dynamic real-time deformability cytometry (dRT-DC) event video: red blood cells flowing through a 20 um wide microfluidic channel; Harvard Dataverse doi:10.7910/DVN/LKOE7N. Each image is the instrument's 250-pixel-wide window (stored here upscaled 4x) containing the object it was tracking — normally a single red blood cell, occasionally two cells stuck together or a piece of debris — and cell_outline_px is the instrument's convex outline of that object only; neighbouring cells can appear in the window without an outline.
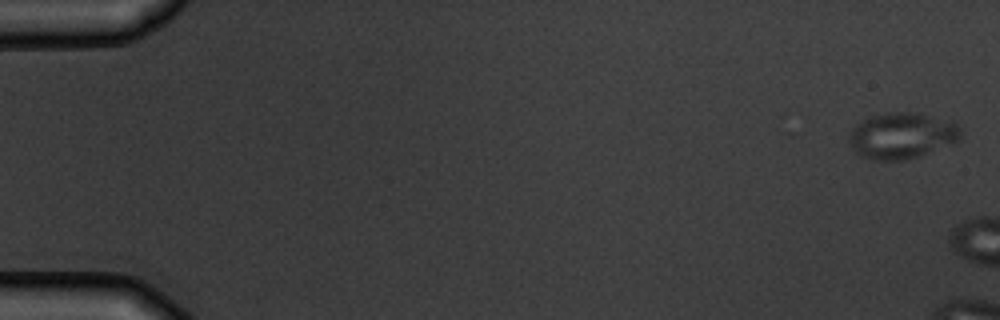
{"species": "common noctule bat (a hibernating species)", "species_latin": "Nyctalus noctula", "temperature_condition": "warm", "stored_images_in_passage": 3, "camera_frame_rate_fps": 3000, "um_per_image_px": 0.085, "animal": {"sex": "male", "body_mass_g": 19.5, "forearm_length_mm": 54.6}, "frame": {"image": 1, "passage_image": 1, "time_ms": 0.0, "image_size_px": [1000, 320], "cell_outline_px": [[960, 136], [956, 140], [920, 156], [904, 160], [872, 160], [860, 156], [852, 148], [848, 140], [848, 132], [856, 124], [872, 116], [892, 112], [912, 112], [928, 116], [956, 124], [960, 128]], "centroid_in_image_um": [76.55, 11.55], "position_along_channel_um": 8.4, "area_um2": 29.36}}